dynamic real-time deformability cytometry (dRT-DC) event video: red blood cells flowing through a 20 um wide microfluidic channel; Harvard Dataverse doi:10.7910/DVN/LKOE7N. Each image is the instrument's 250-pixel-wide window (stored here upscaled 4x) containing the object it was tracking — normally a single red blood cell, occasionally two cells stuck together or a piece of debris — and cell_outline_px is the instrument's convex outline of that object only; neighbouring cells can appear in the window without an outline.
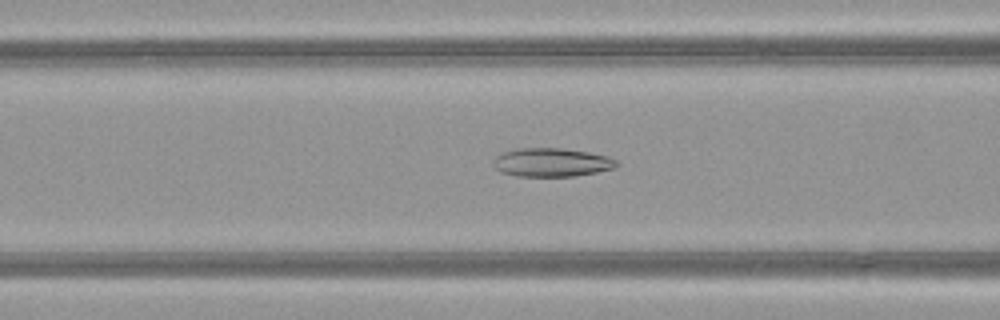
{"species": "common noctule bat (a hibernating species)", "species_latin": "Nyctalus noctula", "temperature_condition": "warm", "stored_images_in_passage": 50, "camera_frame_rate_fps": 3000, "um_per_image_px": 0.085, "animal": {"sex": "female", "body_mass_g": 21.9}, "frame": {"image": 1, "passage_image": 20, "time_ms": 6.333, "image_size_px": [1000, 320], "cell_outline_px": [[620, 164], [612, 168], [596, 172], [576, 176], [516, 176], [500, 172], [492, 164], [492, 160], [496, 156], [504, 152], [516, 148], [560, 148], [588, 152], [608, 156], [616, 160]], "centroid_in_image_um": [46.86, 13.8], "position_along_channel_um": 119.7, "area_um2": 20.58}}
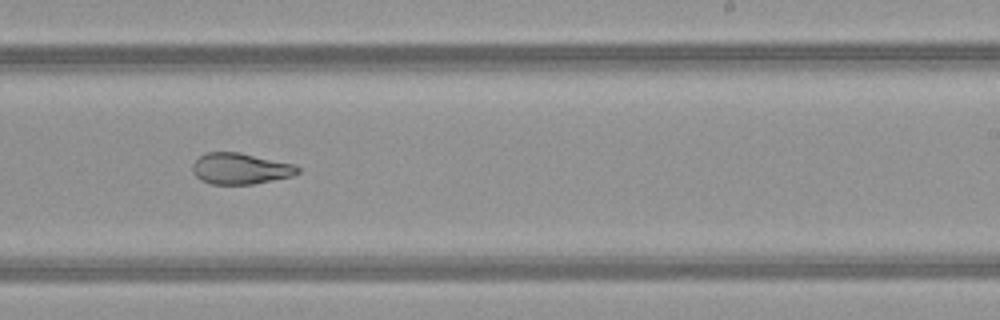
{"frame": {"image": 2, "passage_image": 31, "time_ms": 10.0, "image_size_px": [1000, 320], "cell_outline_px": [[300, 172], [292, 176], [252, 184], [212, 184], [200, 180], [192, 172], [192, 164], [200, 156], [208, 152], [240, 152], [296, 164], [300, 168]], "centroid_in_image_um": [20.45, 14.33], "position_along_channel_um": 268.6, "area_um2": 19.19}}
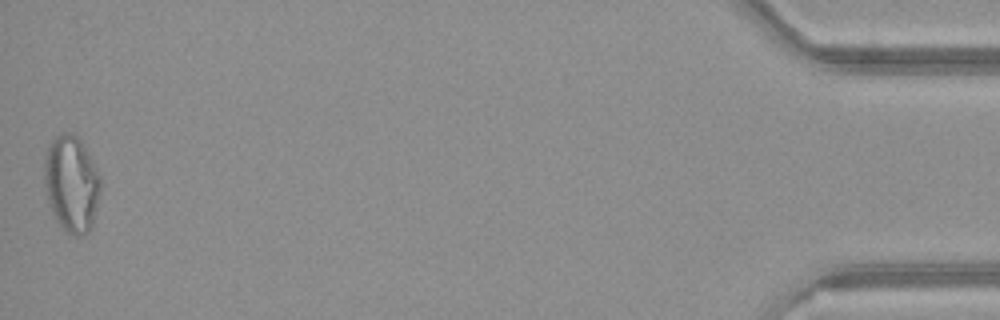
{"frame": {"image": 3, "passage_image": 50, "time_ms": 16.333, "image_size_px": [1000, 320], "cell_outline_px": [[100, 192], [92, 228], [88, 232], [80, 236], [76, 236], [60, 228], [52, 212], [48, 200], [44, 184], [44, 160], [48, 144], [52, 136], [64, 132], [72, 132], [80, 140], [96, 168], [100, 176]], "centroid_in_image_um": [6.05, 15.61], "position_along_channel_um": 429.1, "area_um2": 31.85}, "authors_computed_cell_mechanics": {"area_um2": 24.8251, "velocity_mm_per_s": 4.0613, "shape_relaxation_time_tau1_ms": null, "shape_relaxation_time_tau2_ms": 2.609, "deformation_change_tau1": null, "deformation_change_tau2": 0.0833}}